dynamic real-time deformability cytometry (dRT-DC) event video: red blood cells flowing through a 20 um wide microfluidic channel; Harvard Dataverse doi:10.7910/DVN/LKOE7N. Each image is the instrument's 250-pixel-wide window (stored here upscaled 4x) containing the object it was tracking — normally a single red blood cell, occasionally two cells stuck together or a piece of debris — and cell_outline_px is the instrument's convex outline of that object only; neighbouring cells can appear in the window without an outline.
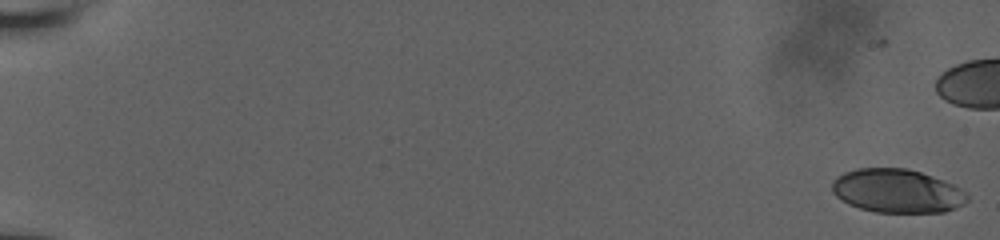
{"species": "human", "species_latin": "Homo sapiens", "temperature_condition": "room temperature", "stored_images_in_passage": 14, "camera_frame_rate_fps": 3000, "um_per_image_px": 0.085, "donor": {"sex": "male"}, "frame": {"image": 1, "passage_image": 1, "time_ms": 0.0, "image_size_px": [1000, 240], "cell_outline_px": [[968, 200], [964, 204], [956, 208], [944, 212], [876, 212], [860, 208], [848, 204], [836, 196], [832, 192], [832, 180], [836, 176], [844, 172], [856, 168], [908, 168], [944, 180], [968, 192]], "centroid_in_image_um": [76.25, 16.22], "position_along_channel_um": 8.7, "area_um2": 34.62}}
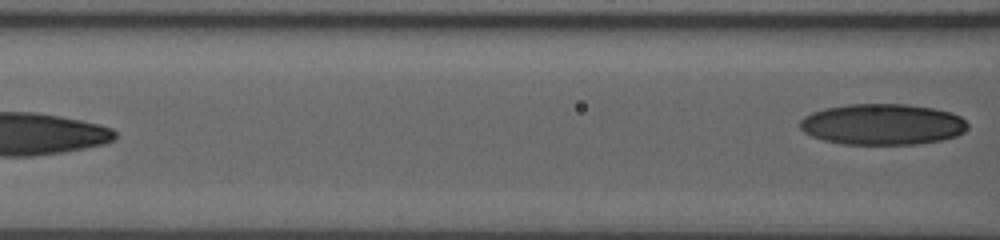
{"frame": {"image": 2, "passage_image": 14, "time_ms": 9.667, "image_size_px": [1000, 240], "cell_outline_px": [[968, 128], [964, 132], [956, 136], [940, 140], [916, 144], [844, 144], [824, 140], [812, 136], [804, 132], [800, 128], [800, 120], [804, 116], [812, 112], [824, 108], [848, 104], [908, 104], [932, 108], [952, 112], [960, 116], [968, 124]], "centroid_in_image_um": [75.01, 10.56], "position_along_channel_um": 91.6, "area_um2": 40.17}}